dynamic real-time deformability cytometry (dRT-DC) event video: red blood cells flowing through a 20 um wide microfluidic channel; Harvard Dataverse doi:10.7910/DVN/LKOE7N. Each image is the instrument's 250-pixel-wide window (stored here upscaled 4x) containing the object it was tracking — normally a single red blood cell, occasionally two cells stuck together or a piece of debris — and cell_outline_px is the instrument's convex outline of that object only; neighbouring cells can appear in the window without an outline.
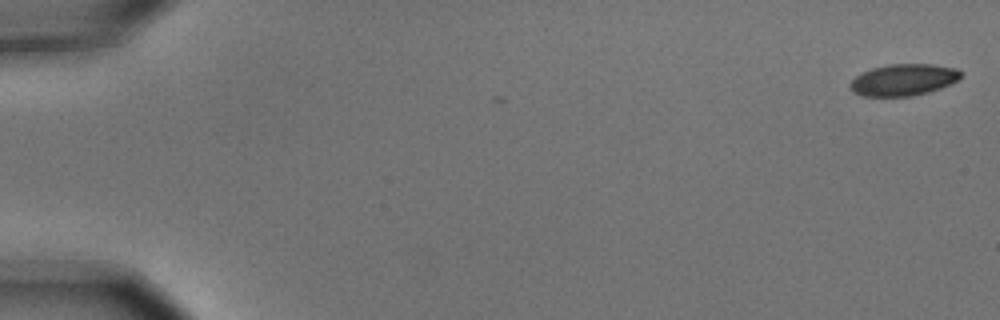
{"species": "common noctule bat (a hibernating species)", "species_latin": "Nyctalus noctula", "temperature_condition": "cold", "stored_images_in_passage": 2, "camera_frame_rate_fps": 3000, "um_per_image_px": 0.085, "animal": {"sex": "male", "body_mass_g": 15.6}, "frame": {"image": 1, "passage_image": 2, "time_ms": 0.333, "image_size_px": [1000, 320], "cell_outline_px": [[960, 76], [956, 80], [940, 88], [928, 92], [912, 96], [860, 96], [852, 92], [848, 88], [848, 84], [856, 76], [872, 68], [888, 64], [932, 64], [956, 68], [960, 72]], "centroid_in_image_um": [76.73, 6.79], "position_along_channel_um": 8.3, "area_um2": 20.35}}